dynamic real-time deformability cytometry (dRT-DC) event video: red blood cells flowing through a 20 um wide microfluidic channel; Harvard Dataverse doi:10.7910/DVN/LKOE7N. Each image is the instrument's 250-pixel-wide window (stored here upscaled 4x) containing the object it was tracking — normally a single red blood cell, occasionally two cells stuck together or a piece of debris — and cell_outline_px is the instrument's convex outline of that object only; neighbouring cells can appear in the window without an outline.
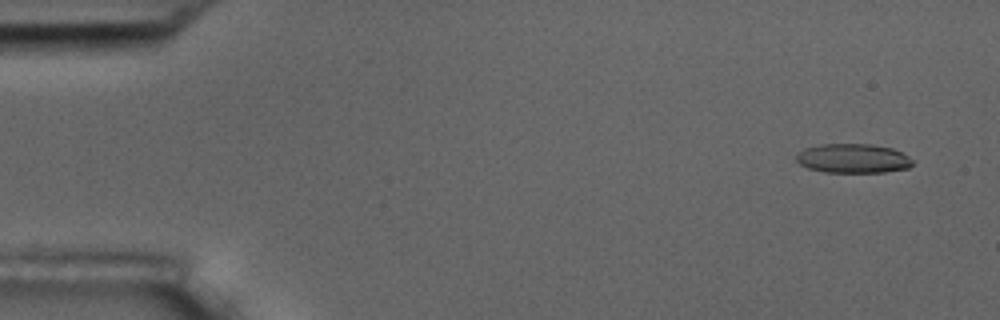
{"species": "common noctule bat (a hibernating species)", "species_latin": "Nyctalus noctula", "temperature_condition": "room temperature", "stored_images_in_passage": 4, "camera_frame_rate_fps": 3000, "um_per_image_px": 0.085, "animal": {"sex": "male", "body_mass_g": 17.5, "forearm_length_mm": 52.3}, "frame": {"image": 1, "passage_image": 1, "time_ms": 0.0, "image_size_px": [1000, 320], "cell_outline_px": [[912, 164], [908, 168], [884, 172], [824, 172], [808, 168], [800, 164], [796, 160], [796, 156], [804, 148], [820, 144], [868, 144], [892, 148], [900, 152], [912, 160]], "centroid_in_image_um": [72.47, 13.47], "position_along_channel_um": 12.5, "area_um2": 19.65}}
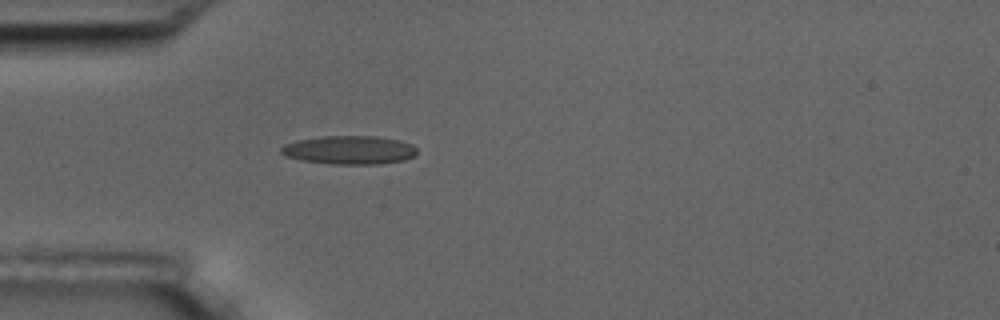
{"frame": {"image": 2, "passage_image": 4, "time_ms": 4.333, "image_size_px": [1000, 320], "cell_outline_px": [[416, 156], [404, 160], [380, 164], [332, 164], [300, 160], [284, 156], [280, 152], [280, 148], [284, 144], [296, 140], [324, 136], [376, 136], [400, 140], [412, 144], [416, 148]], "centroid_in_image_um": [29.69, 12.75], "position_along_channel_um": 55.3, "area_um2": 22.83}}